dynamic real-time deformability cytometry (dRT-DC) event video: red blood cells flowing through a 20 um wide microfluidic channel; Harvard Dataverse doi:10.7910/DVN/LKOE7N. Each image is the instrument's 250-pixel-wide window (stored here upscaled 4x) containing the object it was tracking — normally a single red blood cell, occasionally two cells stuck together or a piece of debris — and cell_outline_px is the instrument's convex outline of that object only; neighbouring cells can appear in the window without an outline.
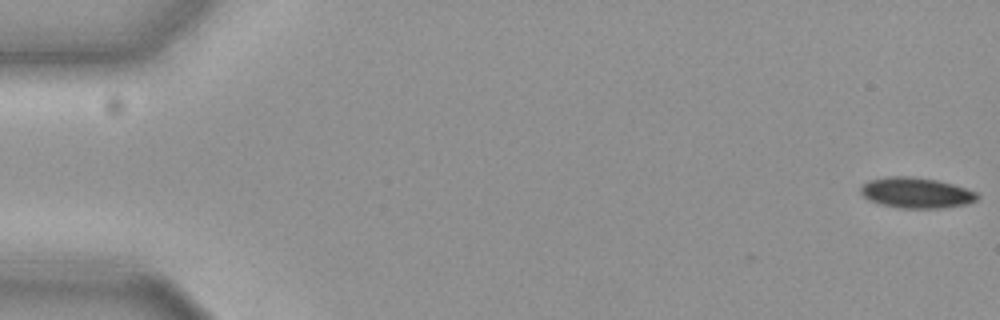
{"species": "common noctule bat (a hibernating species)", "species_latin": "Nyctalus noctula", "temperature_condition": "cold", "stored_images_in_passage": 12, "camera_frame_rate_fps": 3000, "um_per_image_px": 0.085, "animal": {"sex": "female", "body_mass_g": 19.3, "forearm_length_mm": 54.1}, "frame": {"image": 1, "passage_image": 1, "time_ms": 0.0, "image_size_px": [1000, 320], "cell_outline_px": [[980, 196], [976, 200], [964, 204], [940, 208], [900, 208], [880, 204], [868, 200], [860, 192], [860, 188], [868, 180], [888, 176], [912, 176], [936, 180], [952, 184], [976, 192]], "centroid_in_image_um": [77.84, 16.38], "position_along_channel_um": 7.2, "area_um2": 20.69}}